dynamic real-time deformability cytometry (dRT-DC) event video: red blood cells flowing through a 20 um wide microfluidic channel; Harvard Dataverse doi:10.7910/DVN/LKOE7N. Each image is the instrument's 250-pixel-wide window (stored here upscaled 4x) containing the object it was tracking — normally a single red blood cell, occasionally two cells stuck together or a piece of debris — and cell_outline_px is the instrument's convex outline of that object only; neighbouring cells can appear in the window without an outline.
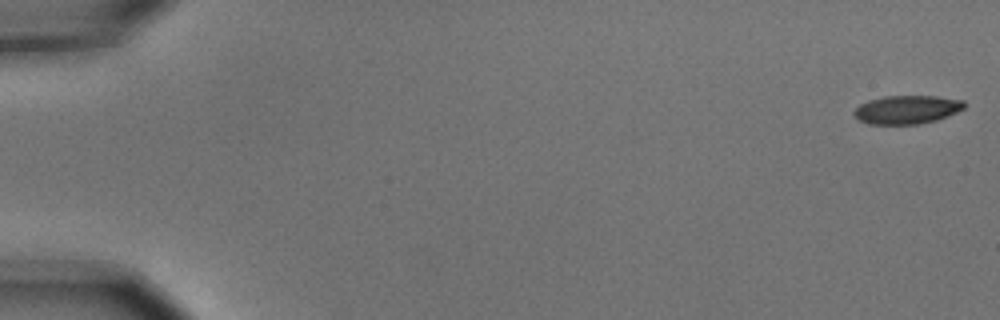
{"species": "common noctule bat (a hibernating species)", "species_latin": "Nyctalus noctula", "temperature_condition": "cold", "stored_images_in_passage": 6, "camera_frame_rate_fps": 3000, "um_per_image_px": 0.085, "animal": {"sex": "male", "body_mass_g": 15.6}, "frame": {"image": 1, "passage_image": 1, "time_ms": 0.0, "image_size_px": [1000, 320], "cell_outline_px": [[964, 108], [948, 116], [936, 120], [920, 124], [868, 124], [860, 120], [852, 112], [860, 104], [868, 100], [884, 96], [936, 96], [964, 100]], "centroid_in_image_um": [77.08, 9.31], "position_along_channel_um": 7.9, "area_um2": 18.26}}
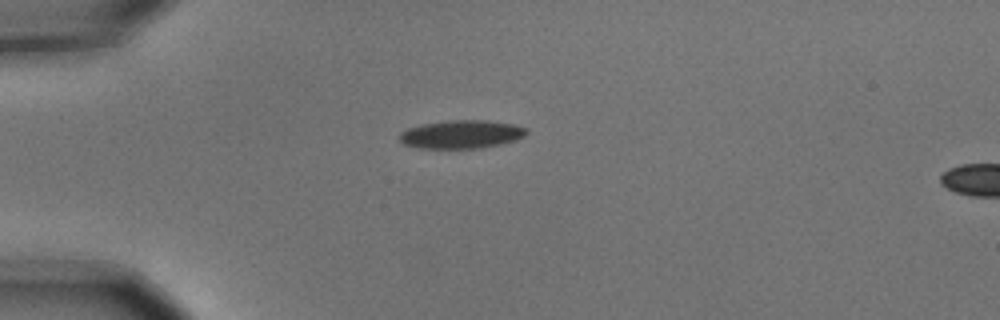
{"frame": {"image": 2, "passage_image": 5, "time_ms": 1.333, "image_size_px": [1000, 320], "cell_outline_px": [[528, 132], [524, 136], [516, 140], [500, 144], [480, 148], [416, 148], [404, 144], [400, 140], [400, 132], [408, 128], [424, 124], [448, 120], [488, 120], [516, 124], [528, 128]], "centroid_in_image_um": [39.26, 11.41], "position_along_channel_um": 45.7, "area_um2": 21.04}}